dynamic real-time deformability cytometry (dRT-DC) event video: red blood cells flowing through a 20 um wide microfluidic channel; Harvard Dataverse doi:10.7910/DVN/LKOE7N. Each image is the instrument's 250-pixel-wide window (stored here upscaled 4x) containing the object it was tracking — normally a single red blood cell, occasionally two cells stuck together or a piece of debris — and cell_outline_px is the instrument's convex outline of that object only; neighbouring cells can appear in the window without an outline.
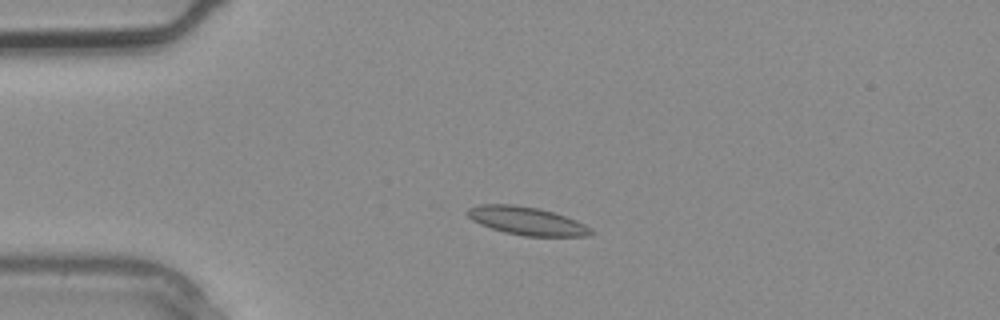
{"species": "common noctule bat (a hibernating species)", "species_latin": "Nyctalus noctula", "temperature_condition": "warm", "stored_images_in_passage": 3, "camera_frame_rate_fps": 3000, "um_per_image_px": 0.085, "animal": {"sex": "male", "body_mass_g": 20.4}, "frame": {"image": 1, "passage_image": 3, "time_ms": 0.667, "image_size_px": [1000, 320], "cell_outline_px": [[596, 232], [588, 236], [524, 236], [504, 232], [480, 224], [472, 220], [464, 212], [468, 208], [480, 204], [512, 204], [540, 208], [576, 220], [592, 228]], "centroid_in_image_um": [44.77, 18.77], "position_along_channel_um": 40.2, "area_um2": 20.35}}